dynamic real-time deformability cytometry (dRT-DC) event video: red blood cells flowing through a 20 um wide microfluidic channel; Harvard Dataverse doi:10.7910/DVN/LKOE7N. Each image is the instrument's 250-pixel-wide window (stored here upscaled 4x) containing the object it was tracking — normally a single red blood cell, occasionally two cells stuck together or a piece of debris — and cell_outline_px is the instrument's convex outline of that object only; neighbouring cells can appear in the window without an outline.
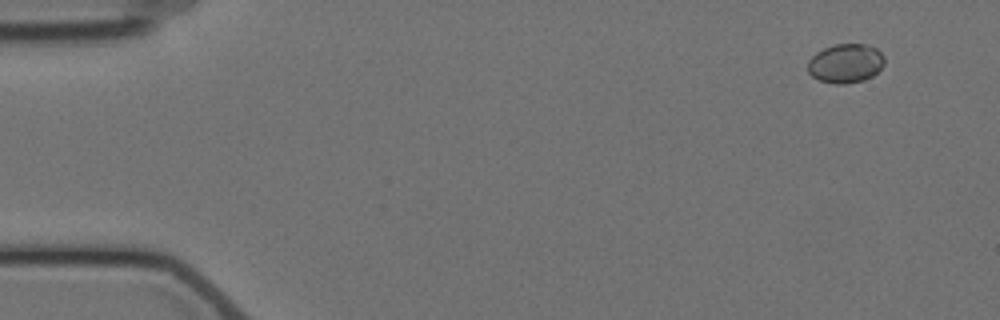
{"species": "Egyptian fruit bat (a non-hibernating species)", "species_latin": "Rousettus aegyptiacus", "temperature_condition": "cold", "stored_images_in_passage": 6, "camera_frame_rate_fps": 3000, "um_per_image_px": 0.085, "animal": {"sex": "female"}, "frame": {"image": 1, "passage_image": 1, "time_ms": 0.0, "image_size_px": [1000, 320], "cell_outline_px": [[884, 64], [872, 76], [864, 80], [844, 84], [836, 84], [820, 80], [812, 76], [808, 72], [808, 60], [816, 52], [824, 48], [836, 44], [868, 44], [876, 48], [884, 56]], "centroid_in_image_um": [71.87, 5.38], "position_along_channel_um": 13.1, "area_um2": 17.46}}
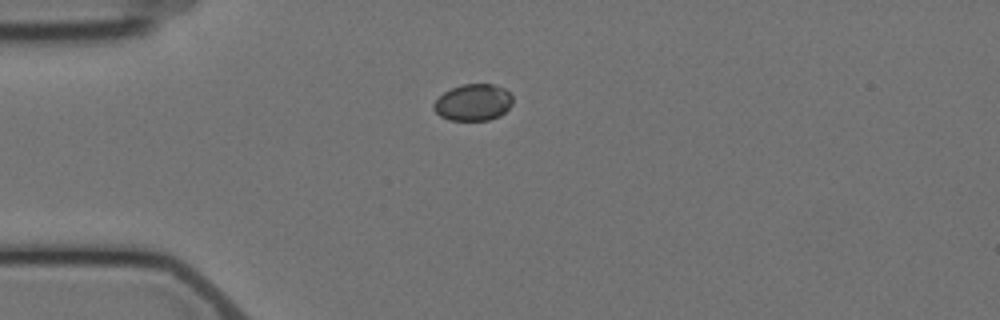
{"frame": {"image": 2, "passage_image": 4, "time_ms": 3.667, "image_size_px": [1000, 320], "cell_outline_px": [[512, 104], [500, 116], [488, 120], [448, 120], [440, 116], [432, 108], [432, 104], [444, 92], [452, 88], [464, 84], [496, 84], [504, 88], [512, 96]], "centroid_in_image_um": [40.22, 8.71], "position_along_channel_um": 44.8, "area_um2": 16.88}}
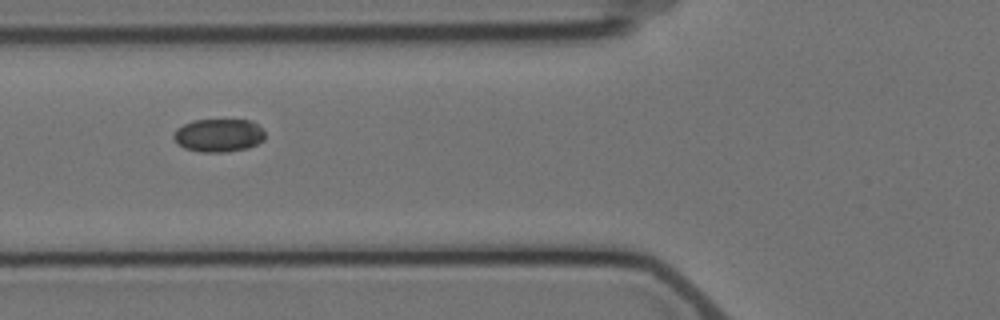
{"frame": {"image": 3, "passage_image": 6, "time_ms": 6.0, "image_size_px": [1000, 320], "cell_outline_px": [[264, 140], [248, 148], [224, 152], [200, 152], [184, 148], [172, 136], [176, 128], [192, 120], [252, 120], [264, 132]], "centroid_in_image_um": [18.57, 11.5], "position_along_channel_um": 107.2, "area_um2": 17.57}}